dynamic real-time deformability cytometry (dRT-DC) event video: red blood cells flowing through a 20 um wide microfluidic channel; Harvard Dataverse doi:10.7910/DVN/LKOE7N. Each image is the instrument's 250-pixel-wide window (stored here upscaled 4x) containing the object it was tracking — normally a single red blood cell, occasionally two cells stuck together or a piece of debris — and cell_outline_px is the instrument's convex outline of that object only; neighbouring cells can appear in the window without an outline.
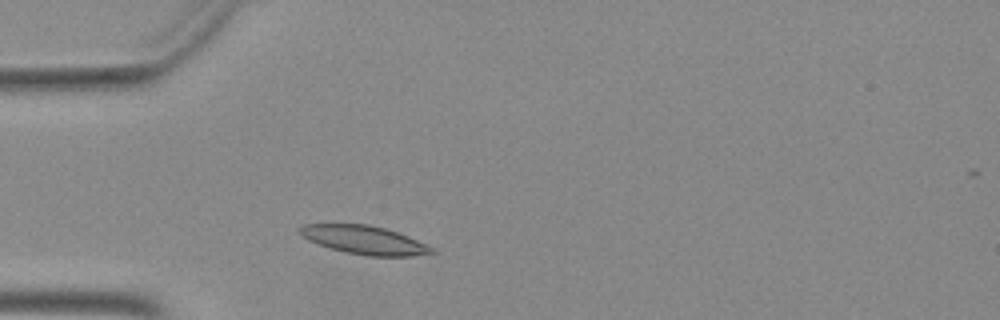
{"species": "Egyptian fruit bat (a non-hibernating species)", "species_latin": "Rousettus aegyptiacus", "temperature_condition": "warm", "stored_images_in_passage": 35, "camera_frame_rate_fps": 3000, "um_per_image_px": 0.085, "animal": {"sex": "female"}, "frame": {"image": 1, "passage_image": 6, "time_ms": 1.667, "image_size_px": [1000, 320], "cell_outline_px": [[436, 252], [412, 256], [368, 256], [344, 252], [328, 248], [308, 240], [300, 236], [296, 228], [304, 224], [368, 224], [384, 228], [408, 236], [432, 248]], "centroid_in_image_um": [30.87, 20.39], "position_along_channel_um": 54.1, "area_um2": 21.91}}
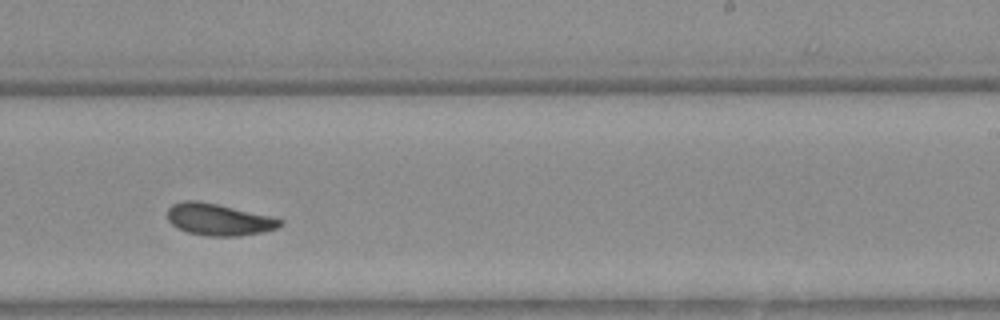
{"frame": {"image": 2, "passage_image": 23, "time_ms": 7.333, "image_size_px": [1000, 320], "cell_outline_px": [[284, 224], [276, 228], [264, 232], [240, 236], [204, 236], [188, 232], [176, 228], [168, 220], [168, 208], [172, 204], [184, 200], [192, 200], [216, 204], [272, 216], [284, 220]], "centroid_in_image_um": [18.61, 18.67], "position_along_channel_um": 270.4, "area_um2": 20.98}}
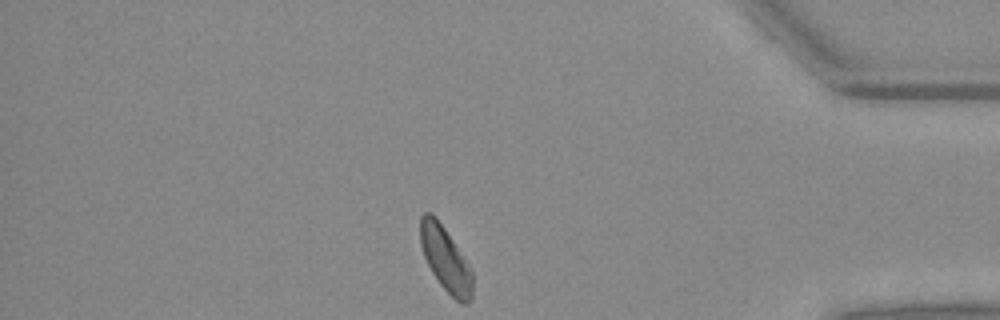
{"frame": {"image": 3, "passage_image": 35, "time_ms": 11.333, "image_size_px": [1000, 320], "cell_outline_px": [[472, 300], [468, 304], [460, 304], [440, 284], [432, 272], [424, 256], [420, 244], [420, 216], [424, 212], [432, 212], [436, 216], [472, 268]], "centroid_in_image_um": [37.88, 22.02], "position_along_channel_um": 397.3, "area_um2": 19.77}}